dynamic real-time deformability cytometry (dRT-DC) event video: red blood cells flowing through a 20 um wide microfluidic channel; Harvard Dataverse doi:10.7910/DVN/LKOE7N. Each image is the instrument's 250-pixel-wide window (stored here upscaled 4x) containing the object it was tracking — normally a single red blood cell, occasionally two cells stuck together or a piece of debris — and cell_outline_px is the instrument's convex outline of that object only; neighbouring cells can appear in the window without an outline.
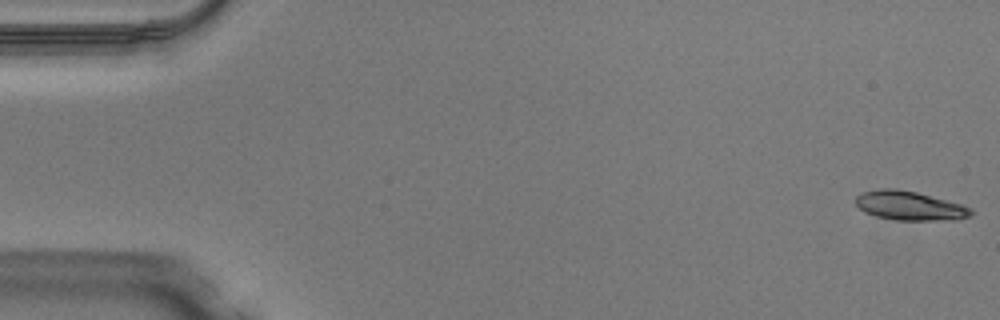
{"species": "Egyptian fruit bat (a non-hibernating species)", "species_latin": "Rousettus aegyptiacus", "temperature_condition": "warm", "stored_images_in_passage": 49, "camera_frame_rate_fps": 3000, "um_per_image_px": 0.085, "animal": {"sex": "male"}, "frame": {"image": 1, "passage_image": 1, "time_ms": 0.0, "image_size_px": [1000, 320], "cell_outline_px": [[972, 216], [956, 220], [896, 220], [876, 216], [864, 212], [856, 204], [856, 196], [864, 192], [880, 188], [896, 188], [916, 192], [960, 204], [968, 208], [972, 212]], "centroid_in_image_um": [77.3, 17.49], "position_along_channel_um": 7.7, "area_um2": 19.36}}
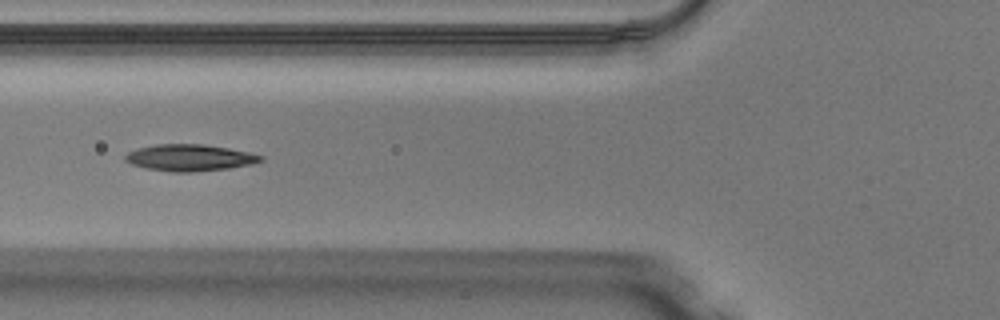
{"frame": {"image": 2, "passage_image": 19, "time_ms": 6.0, "image_size_px": [1000, 320], "cell_outline_px": [[264, 160], [252, 164], [228, 168], [192, 172], [172, 172], [148, 168], [132, 164], [124, 160], [124, 156], [128, 152], [140, 148], [156, 144], [204, 144], [228, 148], [248, 152], [264, 156]], "centroid_in_image_um": [16.14, 13.4], "position_along_channel_um": 109.7, "area_um2": 20.87}}
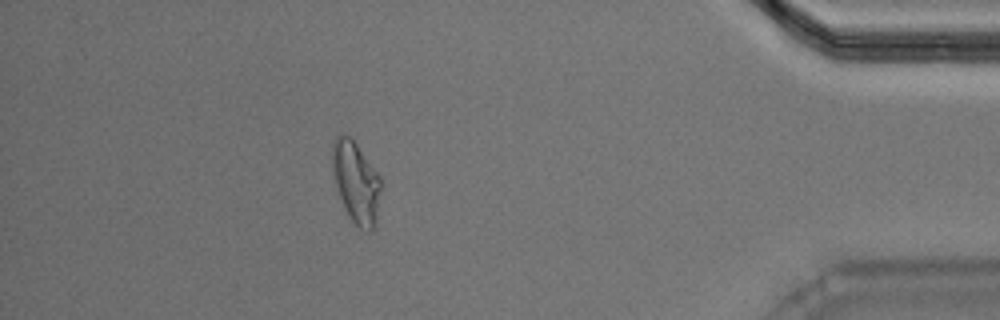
{"frame": {"image": 3, "passage_image": 44, "time_ms": 14.333, "image_size_px": [1000, 320], "cell_outline_px": [[380, 188], [376, 216], [372, 232], [368, 232], [360, 228], [352, 220], [344, 208], [332, 172], [332, 144], [336, 136], [340, 132], [344, 132], [356, 144], [380, 176]], "centroid_in_image_um": [30.23, 15.45], "position_along_channel_um": 405.0, "area_um2": 22.66}, "authors_computed_cell_mechanics": {"area_um2": 19.8254, "velocity_mm_per_s": 4.0822, "shape_relaxation_time_tau1_ms": 7.1169, "shape_relaxation_time_tau2_ms": 4.6962, "deformation_change_tau1": 0.1933, "deformation_change_tau2": 0.1293}}